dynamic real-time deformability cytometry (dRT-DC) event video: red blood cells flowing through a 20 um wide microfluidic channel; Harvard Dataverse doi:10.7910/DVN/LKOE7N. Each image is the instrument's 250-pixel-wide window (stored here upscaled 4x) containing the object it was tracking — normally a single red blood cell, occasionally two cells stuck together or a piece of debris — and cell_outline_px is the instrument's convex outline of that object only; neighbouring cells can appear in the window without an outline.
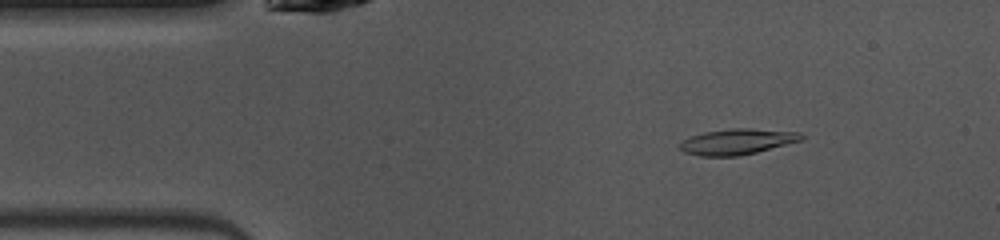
{"species": "common noctule bat (a hibernating species)", "species_latin": "Nyctalus noctula", "temperature_condition": "warm", "stored_images_in_passage": 37, "camera_frame_rate_fps": 3000, "um_per_image_px": 0.085, "animal": {"sex": "female", "body_mass_g": 10.0, "forearm_length_mm": 53.1}, "frame": {"image": 1, "passage_image": 6, "time_ms": 1.667, "image_size_px": [1000, 240], "cell_outline_px": [[804, 136], [800, 140], [756, 152], [740, 156], [700, 156], [684, 152], [680, 148], [680, 144], [684, 140], [692, 136], [704, 132], [736, 128], [748, 128], [800, 132]], "centroid_in_image_um": [62.65, 12.04], "position_along_channel_um": 22.4, "area_um2": 17.86}}
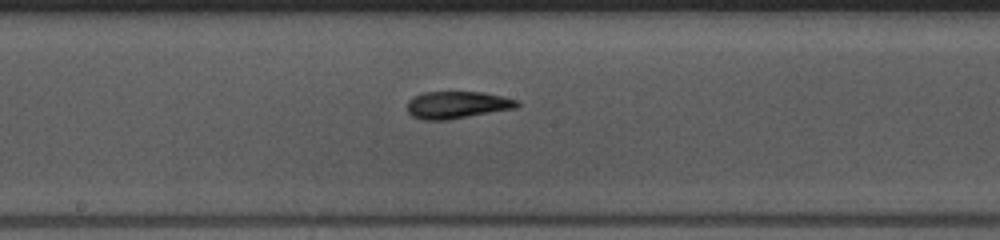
{"frame": {"image": 2, "passage_image": 23, "time_ms": 7.333, "image_size_px": [1000, 240], "cell_outline_px": [[520, 104], [516, 108], [448, 120], [420, 120], [412, 116], [408, 112], [408, 100], [412, 96], [424, 92], [484, 92], [520, 100]], "centroid_in_image_um": [38.86, 8.91], "position_along_channel_um": 209.3, "area_um2": 17.63}}
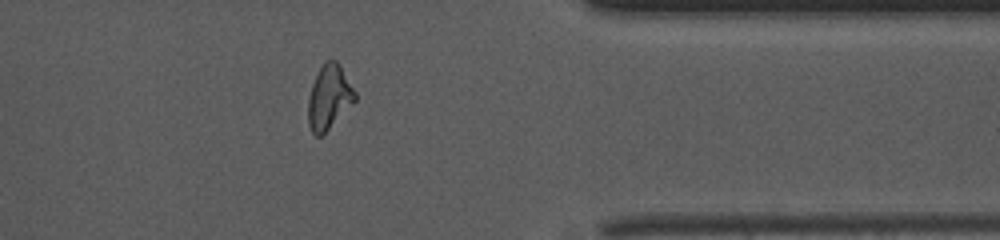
{"frame": {"image": 3, "passage_image": 37, "time_ms": 12.0, "image_size_px": [1000, 240], "cell_outline_px": [[356, 100], [320, 136], [316, 136], [312, 132], [308, 124], [308, 100], [312, 84], [316, 72], [324, 60], [336, 60], [356, 92]], "centroid_in_image_um": [27.95, 8.22], "position_along_channel_um": 383.5, "area_um2": 17.28}, "authors_computed_cell_mechanics": {"area_um2": 17.2822, "velocity_mm_per_s": 4.0991, "shape_relaxation_time_tau1_ms": 8.8543, "shape_relaxation_time_tau2_ms": 3.215, "deformation_change_tau1": 0.2473, "deformation_change_tau2": 0.101}}